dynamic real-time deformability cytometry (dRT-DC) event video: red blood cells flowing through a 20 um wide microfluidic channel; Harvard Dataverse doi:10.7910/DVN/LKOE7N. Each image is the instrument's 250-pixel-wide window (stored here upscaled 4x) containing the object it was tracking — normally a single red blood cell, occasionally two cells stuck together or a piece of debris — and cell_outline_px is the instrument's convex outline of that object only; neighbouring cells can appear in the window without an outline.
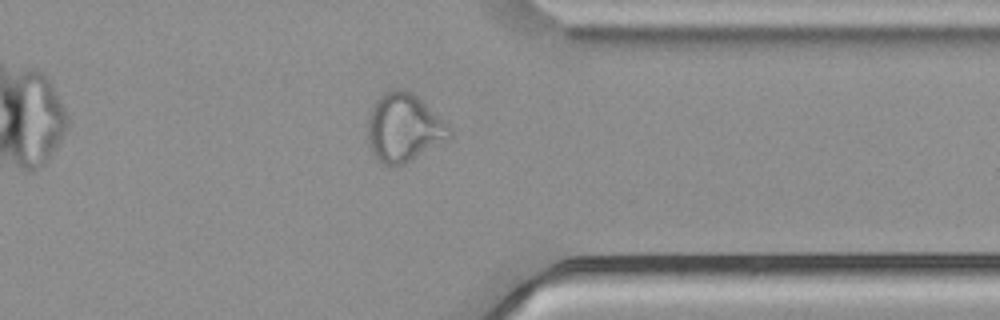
{"species": "common noctule bat (a hibernating species)", "species_latin": "Nyctalus noctula", "temperature_condition": "cold", "stored_images_in_passage": 36, "camera_frame_rate_fps": 3000, "um_per_image_px": 0.085, "animal": {"sex": "male", "body_mass_g": 21.5, "forearm_length_mm": 52.0}, "frame": {"image": 1, "passage_image": 31, "time_ms": 10.0, "image_size_px": [1000, 320], "cell_outline_px": [[452, 136], [448, 140], [404, 164], [396, 168], [384, 164], [376, 160], [368, 144], [368, 116], [376, 100], [384, 92], [396, 88], [404, 88], [412, 92], [444, 120], [452, 132]], "centroid_in_image_um": [34.31, 10.88], "position_along_channel_um": 377.1, "area_um2": 32.77}}